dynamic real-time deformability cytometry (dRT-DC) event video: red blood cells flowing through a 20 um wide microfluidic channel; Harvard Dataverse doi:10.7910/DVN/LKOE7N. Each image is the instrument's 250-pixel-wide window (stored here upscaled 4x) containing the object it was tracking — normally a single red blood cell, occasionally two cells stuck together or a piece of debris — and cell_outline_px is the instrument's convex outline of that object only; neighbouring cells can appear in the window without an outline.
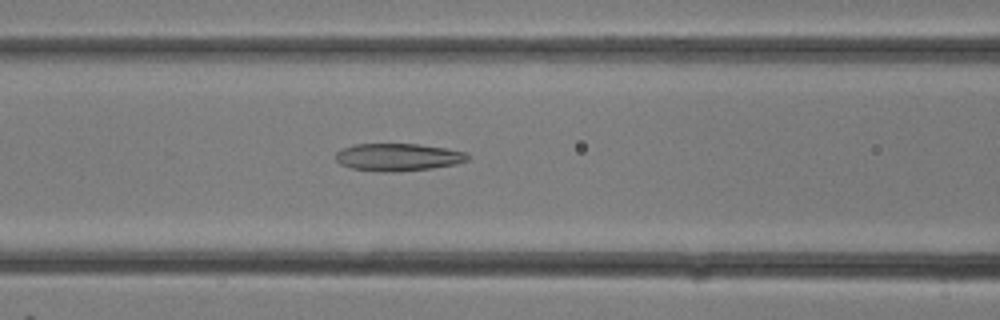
{"species": "common noctule bat (a hibernating species)", "species_latin": "Nyctalus noctula", "temperature_condition": "room temperature", "stored_images_in_passage": 22, "camera_frame_rate_fps": 3000, "um_per_image_px": 0.085, "animal": {"sex": "female"}, "frame": {"image": 1, "passage_image": 6, "time_ms": 1.667, "image_size_px": [1000, 320], "cell_outline_px": [[468, 160], [456, 164], [432, 168], [396, 172], [384, 172], [348, 168], [340, 164], [336, 160], [336, 152], [352, 144], [416, 144], [448, 148], [468, 152]], "centroid_in_image_um": [33.84, 13.36], "position_along_channel_um": 132.8, "area_um2": 21.33}}
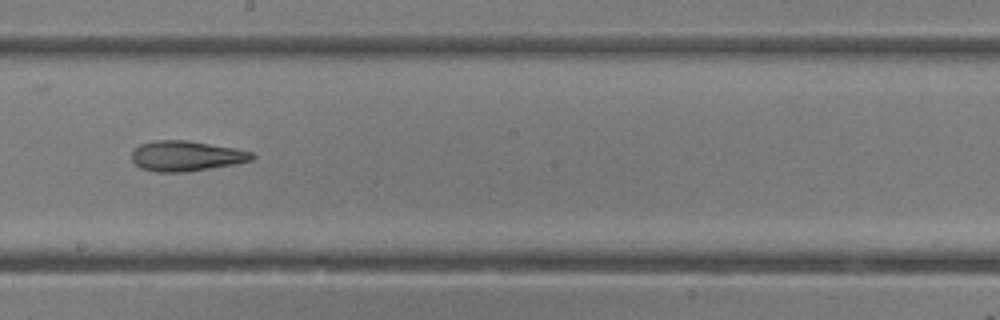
{"frame": {"image": 2, "passage_image": 10, "time_ms": 3.0, "image_size_px": [1000, 320], "cell_outline_px": [[256, 156], [252, 160], [232, 164], [184, 172], [156, 172], [140, 168], [132, 160], [132, 148], [140, 144], [156, 140], [188, 140], [236, 148], [252, 152]], "centroid_in_image_um": [15.79, 13.24], "position_along_channel_um": 232.4, "area_um2": 21.21}}
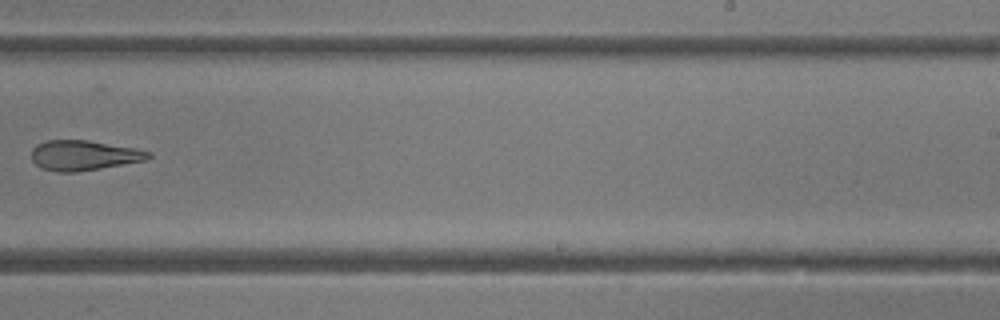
{"frame": {"image": 3, "passage_image": 12, "time_ms": 3.667, "image_size_px": [1000, 320], "cell_outline_px": [[152, 156], [148, 160], [76, 172], [56, 172], [40, 168], [32, 160], [32, 148], [36, 144], [48, 140], [88, 140], [136, 148], [152, 152]], "centroid_in_image_um": [7.13, 13.2], "position_along_channel_um": 281.9, "area_um2": 20.63}}